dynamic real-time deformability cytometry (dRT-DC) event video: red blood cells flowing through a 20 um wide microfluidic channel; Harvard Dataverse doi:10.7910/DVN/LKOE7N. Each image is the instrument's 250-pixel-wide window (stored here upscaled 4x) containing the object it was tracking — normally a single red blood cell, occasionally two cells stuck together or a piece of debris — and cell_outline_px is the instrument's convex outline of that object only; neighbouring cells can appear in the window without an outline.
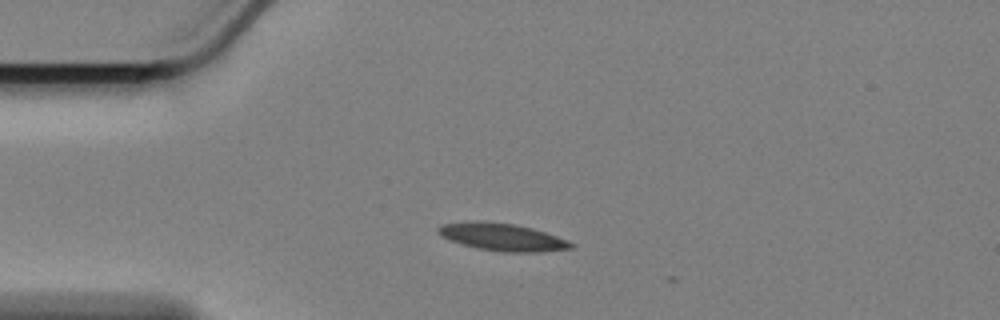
{"species": "Egyptian fruit bat (a non-hibernating species)", "species_latin": "Rousettus aegyptiacus", "temperature_condition": "cold", "stored_images_in_passage": 4, "camera_frame_rate_fps": 3000, "um_per_image_px": 0.085, "animal": {"sex": "female"}, "frame": {"image": 1, "passage_image": 1, "time_ms": 0.0, "image_size_px": [1000, 320], "cell_outline_px": [[576, 244], [572, 248], [540, 252], [500, 252], [476, 248], [448, 240], [440, 236], [436, 232], [436, 228], [440, 224], [472, 220], [484, 220], [516, 224], [532, 228], [568, 240]], "centroid_in_image_um": [42.63, 20.13], "position_along_channel_um": 42.4, "area_um2": 21.73}}